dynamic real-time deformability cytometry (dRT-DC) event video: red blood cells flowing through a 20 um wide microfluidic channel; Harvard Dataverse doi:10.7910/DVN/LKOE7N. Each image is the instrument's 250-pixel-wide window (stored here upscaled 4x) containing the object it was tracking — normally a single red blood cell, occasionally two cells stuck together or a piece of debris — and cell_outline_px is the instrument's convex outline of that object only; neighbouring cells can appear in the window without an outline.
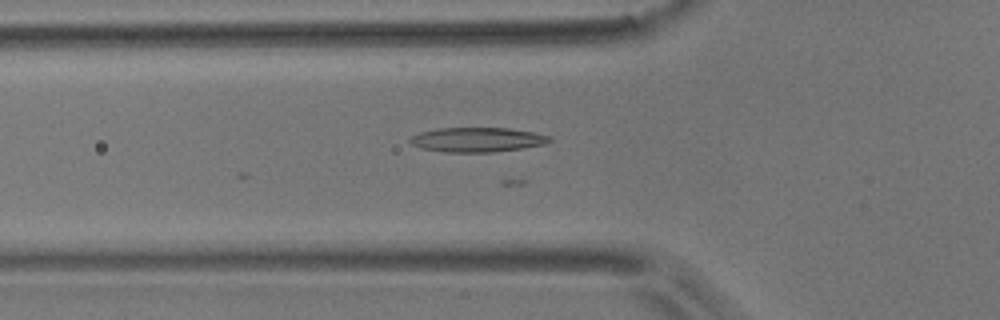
{"species": "common noctule bat (a hibernating species)", "species_latin": "Nyctalus noctula", "temperature_condition": "room temperature", "stored_images_in_passage": 12, "camera_frame_rate_fps": 3000, "um_per_image_px": 0.085, "animal": {"sex": "male", "body_mass_g": 17.9}, "frame": {"image": 1, "passage_image": 9, "time_ms": 2.667, "image_size_px": [1000, 320], "cell_outline_px": [[552, 140], [544, 144], [520, 148], [492, 152], [444, 152], [424, 148], [412, 144], [408, 140], [408, 136], [420, 132], [440, 128], [508, 128], [532, 132], [552, 136]], "centroid_in_image_um": [40.54, 11.86], "position_along_channel_um": 85.3, "area_um2": 19.83}}
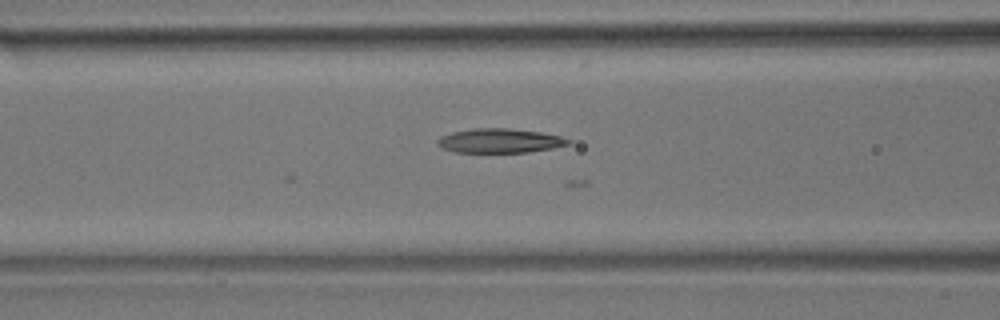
{"frame": {"image": 2, "passage_image": 12, "time_ms": 3.667, "image_size_px": [1000, 320], "cell_outline_px": [[572, 140], [568, 144], [552, 148], [528, 152], [452, 152], [436, 144], [436, 140], [440, 136], [452, 132], [472, 128], [508, 128], [540, 132], [560, 136]], "centroid_in_image_um": [42.44, 11.96], "position_along_channel_um": 124.2, "area_um2": 18.5}}